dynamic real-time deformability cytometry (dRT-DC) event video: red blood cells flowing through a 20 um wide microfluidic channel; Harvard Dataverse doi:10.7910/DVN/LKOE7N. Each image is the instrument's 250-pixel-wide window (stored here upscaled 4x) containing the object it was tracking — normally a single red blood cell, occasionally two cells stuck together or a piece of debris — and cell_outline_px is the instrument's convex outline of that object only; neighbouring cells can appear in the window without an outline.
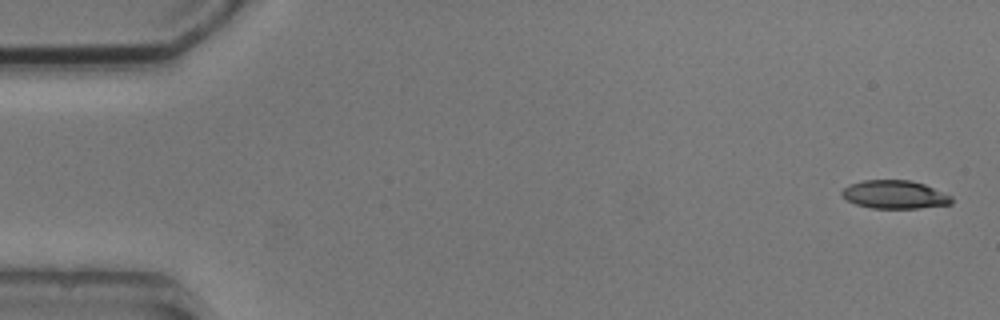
{"species": "common noctule bat (a hibernating species)", "species_latin": "Nyctalus noctula", "temperature_condition": "cold", "stored_images_in_passage": 5, "camera_frame_rate_fps": 3000, "um_per_image_px": 0.085, "animal": {"sex": "male", "body_mass_g": 20.5, "forearm_length_mm": 52.5}, "frame": {"image": 1, "passage_image": 1, "time_ms": 0.0, "image_size_px": [1000, 320], "cell_outline_px": [[952, 204], [920, 208], [872, 208], [856, 204], [848, 200], [840, 192], [848, 184], [864, 180], [908, 180], [924, 184], [952, 196]], "centroid_in_image_um": [76.05, 16.53], "position_along_channel_um": 8.9, "area_um2": 17.98}}
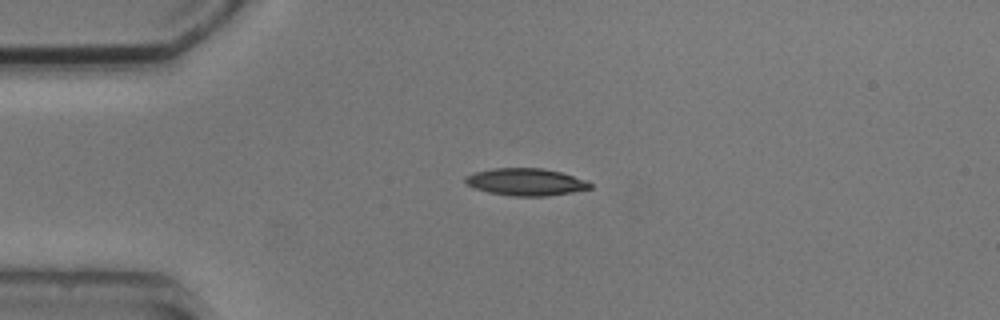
{"frame": {"image": 2, "passage_image": 4, "time_ms": 3.667, "image_size_px": [1000, 320], "cell_outline_px": [[592, 188], [572, 192], [548, 196], [512, 196], [488, 192], [476, 188], [468, 184], [464, 180], [464, 176], [472, 172], [492, 168], [544, 168], [560, 172], [588, 180], [592, 184]], "centroid_in_image_um": [44.7, 15.46], "position_along_channel_um": 40.3, "area_um2": 19.94}}